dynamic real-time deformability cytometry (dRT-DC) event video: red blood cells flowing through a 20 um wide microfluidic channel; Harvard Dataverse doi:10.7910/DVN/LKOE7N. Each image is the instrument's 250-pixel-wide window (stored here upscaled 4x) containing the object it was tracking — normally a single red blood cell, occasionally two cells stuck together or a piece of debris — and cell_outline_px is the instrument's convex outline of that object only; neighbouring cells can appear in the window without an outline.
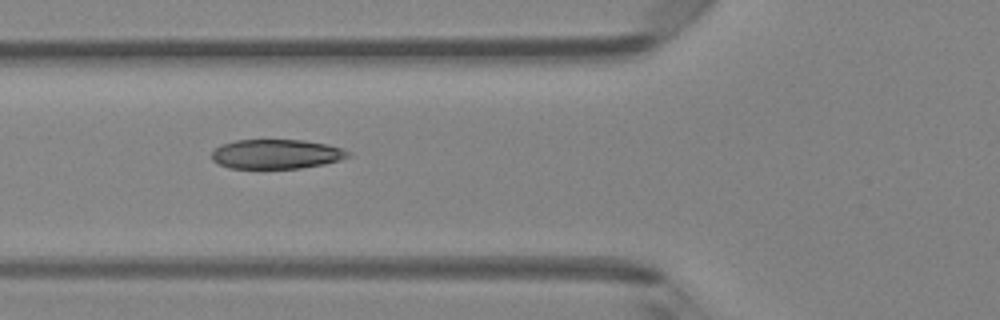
{"species": "Egyptian fruit bat (a non-hibernating species)", "species_latin": "Rousettus aegyptiacus", "temperature_condition": "room temperature", "stored_images_in_passage": 8, "camera_frame_rate_fps": 3000, "um_per_image_px": 0.085, "animal": {"sex": "female"}, "frame": {"image": 1, "passage_image": 6, "time_ms": 1.667, "image_size_px": [1000, 320], "cell_outline_px": [[352, 156], [340, 160], [324, 164], [300, 168], [228, 168], [212, 160], [212, 152], [220, 144], [236, 140], [304, 140], [344, 148], [352, 152]], "centroid_in_image_um": [23.52, 13.09], "position_along_channel_um": 102.3, "area_um2": 23.52}}
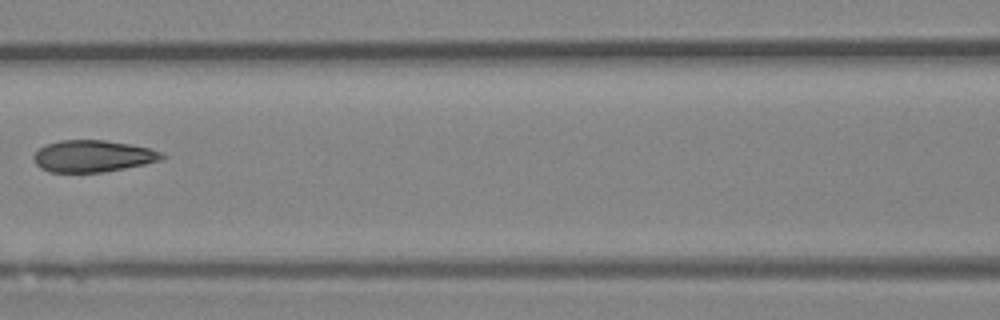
{"frame": {"image": 2, "passage_image": 7, "time_ms": 2.0, "image_size_px": [1000, 320], "cell_outline_px": [[168, 156], [160, 160], [144, 164], [104, 172], [48, 172], [40, 168], [36, 164], [32, 156], [44, 144], [60, 140], [104, 140], [128, 144], [148, 148], [160, 152]], "centroid_in_image_um": [7.85, 13.27], "position_along_channel_um": 158.7, "area_um2": 23.7}}
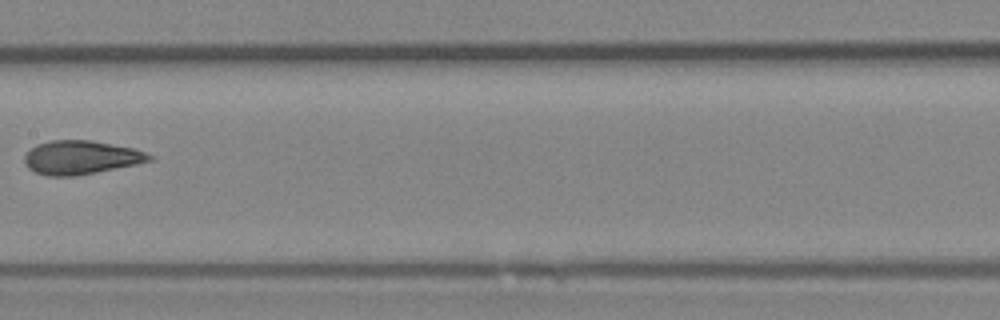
{"frame": {"image": 3, "passage_image": 8, "time_ms": 2.333, "image_size_px": [1000, 320], "cell_outline_px": [[156, 156], [152, 160], [136, 164], [76, 176], [48, 176], [36, 172], [28, 168], [24, 164], [24, 156], [36, 144], [52, 140], [88, 140], [132, 148]], "centroid_in_image_um": [6.86, 13.39], "position_along_channel_um": 200.5, "area_um2": 24.33}}